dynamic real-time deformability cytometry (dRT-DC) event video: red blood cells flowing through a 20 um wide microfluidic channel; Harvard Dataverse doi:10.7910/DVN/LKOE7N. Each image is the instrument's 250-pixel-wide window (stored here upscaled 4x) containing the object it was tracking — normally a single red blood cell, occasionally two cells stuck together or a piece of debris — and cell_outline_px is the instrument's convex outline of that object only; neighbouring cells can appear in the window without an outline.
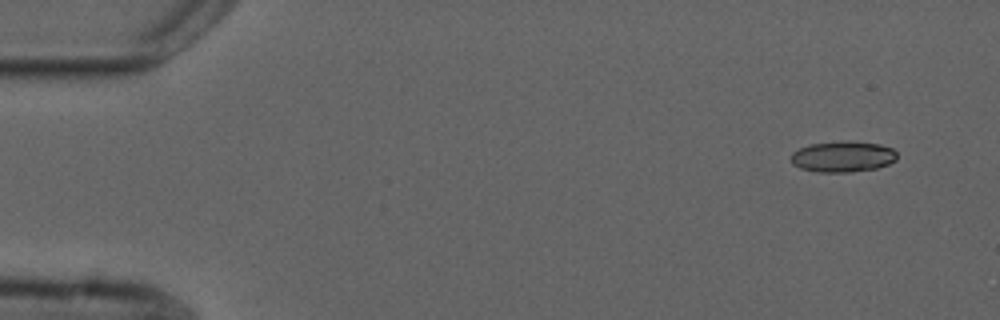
{"species": "common noctule bat (a hibernating species)", "species_latin": "Nyctalus noctula", "temperature_condition": "cold", "stored_images_in_passage": 5, "camera_frame_rate_fps": 3000, "um_per_image_px": 0.085, "animal": {"sex": "male", "forearm_length_mm": 52.5}, "frame": {"image": 1, "passage_image": 1, "time_ms": 0.0, "image_size_px": [1000, 320], "cell_outline_px": [[896, 160], [888, 164], [876, 168], [852, 172], [816, 172], [800, 168], [792, 164], [792, 152], [808, 144], [848, 140], [880, 144], [892, 148], [896, 152]], "centroid_in_image_um": [71.63, 13.3], "position_along_channel_um": 13.4, "area_um2": 19.25}}
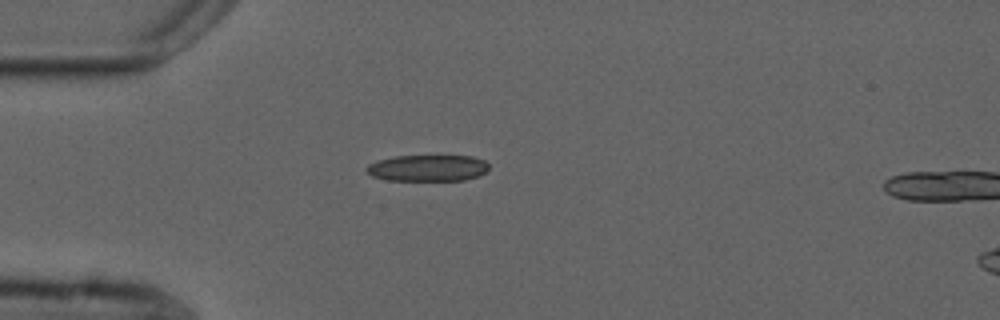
{"frame": {"image": 2, "passage_image": 4, "time_ms": 3.667, "image_size_px": [1000, 320], "cell_outline_px": [[488, 168], [480, 176], [464, 180], [388, 180], [372, 176], [364, 168], [368, 164], [376, 160], [396, 156], [472, 156], [484, 160], [488, 164]], "centroid_in_image_um": [36.34, 14.28], "position_along_channel_um": 48.7, "area_um2": 18.84}}